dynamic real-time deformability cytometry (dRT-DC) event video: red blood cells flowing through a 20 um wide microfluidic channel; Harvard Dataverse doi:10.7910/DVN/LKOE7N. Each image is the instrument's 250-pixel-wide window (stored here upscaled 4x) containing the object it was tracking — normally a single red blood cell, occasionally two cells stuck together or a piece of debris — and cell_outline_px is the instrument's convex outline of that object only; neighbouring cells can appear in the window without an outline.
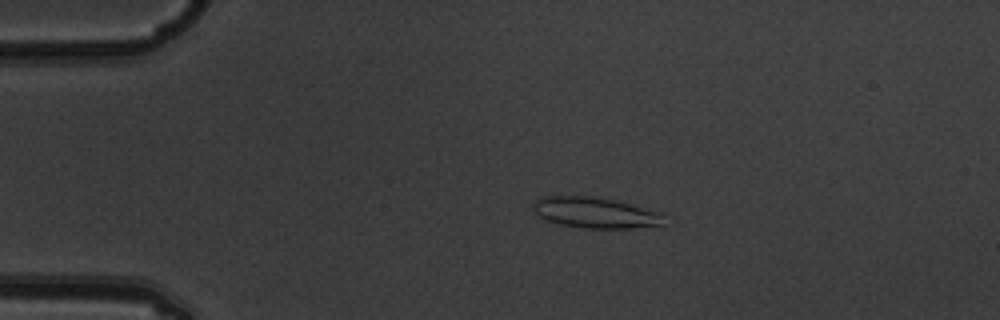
{"species": "common noctule bat (a hibernating species)", "species_latin": "Nyctalus noctula", "temperature_condition": "warm", "stored_images_in_passage": 5, "camera_frame_rate_fps": 3000, "um_per_image_px": 0.085, "animal": {"sex": "male", "body_mass_g": 19.5, "forearm_length_mm": 54.6}, "frame": {"image": 1, "passage_image": 2, "time_ms": 0.333, "image_size_px": [1000, 320], "cell_outline_px": [[664, 228], [584, 228], [560, 224], [548, 220], [540, 216], [532, 208], [536, 200], [544, 196], [592, 196], [616, 200], [660, 212], [664, 224]], "centroid_in_image_um": [50.68, 18.09], "position_along_channel_um": 34.3, "area_um2": 23.64}}
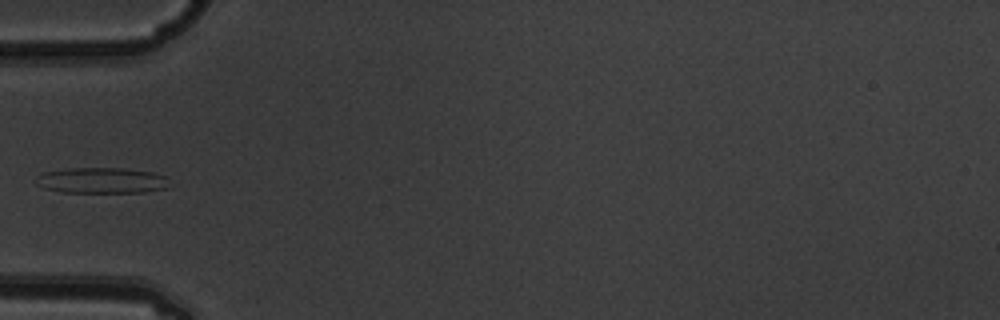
{"frame": {"image": 2, "passage_image": 4, "time_ms": 1.0, "image_size_px": [1000, 320], "cell_outline_px": [[168, 188], [144, 192], [60, 192], [44, 188], [36, 184], [36, 176], [44, 172], [72, 168], [124, 168], [152, 172], [164, 176]], "centroid_in_image_um": [8.6, 15.34], "position_along_channel_um": 76.4, "area_um2": 19.88}}